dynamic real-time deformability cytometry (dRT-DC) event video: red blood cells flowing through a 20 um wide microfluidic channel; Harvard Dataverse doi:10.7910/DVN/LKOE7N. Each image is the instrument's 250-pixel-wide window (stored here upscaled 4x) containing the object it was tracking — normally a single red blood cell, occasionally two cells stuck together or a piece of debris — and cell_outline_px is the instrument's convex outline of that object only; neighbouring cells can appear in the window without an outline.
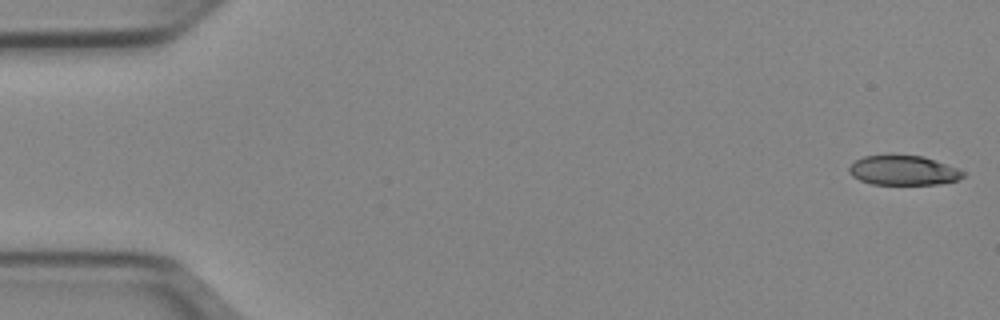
{"species": "Egyptian fruit bat (a non-hibernating species)", "species_latin": "Rousettus aegyptiacus", "temperature_condition": "cold", "stored_images_in_passage": 12, "camera_frame_rate_fps": 3000, "um_per_image_px": 0.085, "animal": {"sex": "female"}, "frame": {"image": 1, "passage_image": 1, "time_ms": 0.0, "image_size_px": [1000, 320], "cell_outline_px": [[964, 176], [956, 180], [936, 184], [872, 184], [860, 180], [852, 176], [848, 172], [848, 168], [856, 160], [864, 156], [924, 156], [956, 168], [964, 172]], "centroid_in_image_um": [76.75, 14.49], "position_along_channel_um": 8.2, "area_um2": 19.25}}